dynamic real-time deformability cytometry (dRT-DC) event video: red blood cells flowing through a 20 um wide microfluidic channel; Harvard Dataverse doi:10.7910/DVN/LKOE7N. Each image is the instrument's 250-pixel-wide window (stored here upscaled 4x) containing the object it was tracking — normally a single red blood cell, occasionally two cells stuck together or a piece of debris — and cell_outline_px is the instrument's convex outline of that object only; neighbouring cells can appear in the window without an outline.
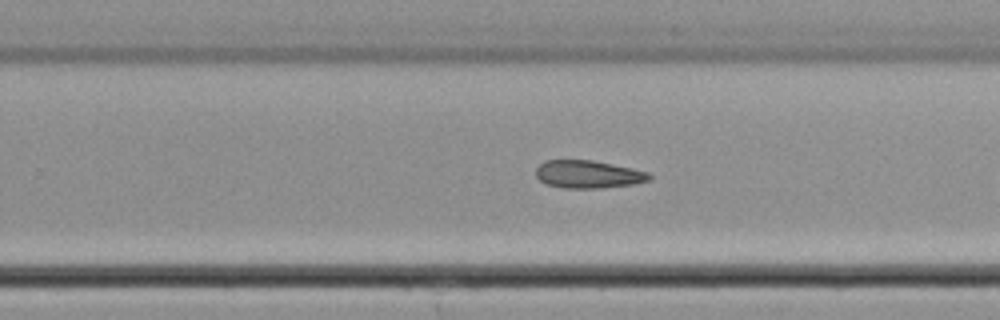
{"species": "common noctule bat (a hibernating species)", "species_latin": "Nyctalus noctula", "temperature_condition": "cold", "stored_images_in_passage": 26, "camera_frame_rate_fps": 3000, "um_per_image_px": 0.085, "animal": {"sex": "male", "body_mass_g": 21.5, "forearm_length_mm": 52.0}, "frame": {"image": 1, "passage_image": 15, "time_ms": 4.667, "image_size_px": [1000, 320], "cell_outline_px": [[652, 180], [636, 184], [600, 188], [564, 188], [544, 184], [536, 176], [536, 168], [544, 160], [592, 160], [632, 168], [648, 172], [652, 176]], "centroid_in_image_um": [50.01, 14.82], "position_along_channel_um": 279.8, "area_um2": 18.55}}